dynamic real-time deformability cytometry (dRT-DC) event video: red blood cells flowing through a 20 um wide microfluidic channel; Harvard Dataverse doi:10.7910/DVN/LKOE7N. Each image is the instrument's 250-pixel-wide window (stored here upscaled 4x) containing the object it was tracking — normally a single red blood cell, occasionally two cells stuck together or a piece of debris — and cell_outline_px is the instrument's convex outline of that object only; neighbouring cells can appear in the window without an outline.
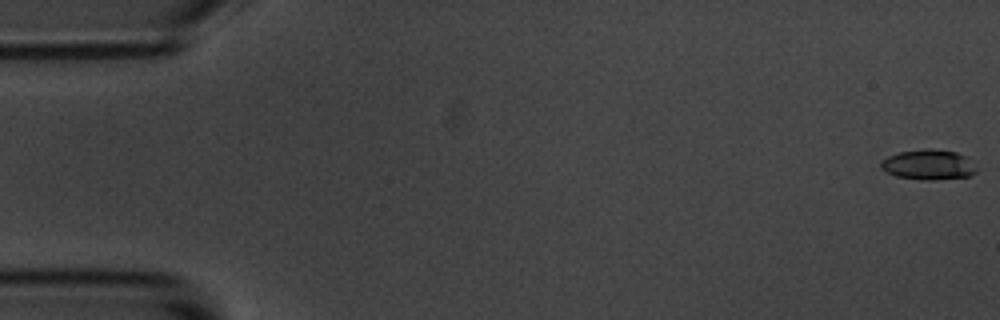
{"species": "common noctule bat (a hibernating species)", "species_latin": "Nyctalus noctula", "temperature_condition": "room temperature", "stored_images_in_passage": 9, "camera_frame_rate_fps": 3000, "um_per_image_px": 0.085, "animal": {"sex": "male", "body_mass_g": 20.1, "forearm_length_mm": 53.5}, "frame": {"image": 1, "passage_image": 1, "time_ms": 0.0, "image_size_px": [1000, 320], "cell_outline_px": [[976, 172], [972, 176], [928, 180], [924, 180], [896, 176], [880, 168], [880, 160], [888, 156], [900, 152], [928, 148], [932, 148], [956, 152], [964, 156], [976, 168]], "centroid_in_image_um": [78.89, 13.99], "position_along_channel_um": 6.1, "area_um2": 16.65}}